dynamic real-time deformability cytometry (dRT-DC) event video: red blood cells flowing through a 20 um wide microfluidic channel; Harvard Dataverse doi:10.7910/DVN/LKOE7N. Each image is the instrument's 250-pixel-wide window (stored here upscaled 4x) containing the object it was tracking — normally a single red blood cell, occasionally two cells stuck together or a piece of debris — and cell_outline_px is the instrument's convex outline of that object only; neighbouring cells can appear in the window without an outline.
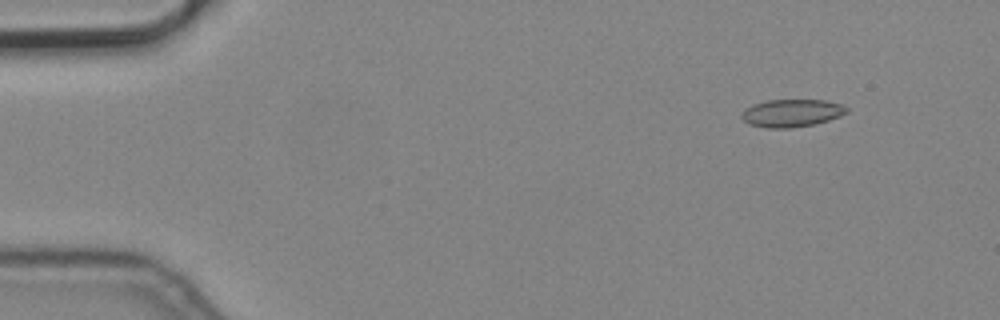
{"species": "common noctule bat (a hibernating species)", "species_latin": "Nyctalus noctula", "temperature_condition": "cold", "stored_images_in_passage": 6, "camera_frame_rate_fps": 3000, "um_per_image_px": 0.085, "animal": {"sex": "male", "body_mass_g": 19.2, "forearm_length_mm": 51.8}, "frame": {"image": 1, "passage_image": 2, "time_ms": 0.333, "image_size_px": [1000, 320], "cell_outline_px": [[848, 112], [840, 116], [816, 124], [788, 128], [764, 128], [748, 124], [740, 116], [744, 108], [752, 104], [768, 100], [824, 100], [840, 104], [848, 108]], "centroid_in_image_um": [67.26, 9.61], "position_along_channel_um": 17.7, "area_um2": 17.05}}